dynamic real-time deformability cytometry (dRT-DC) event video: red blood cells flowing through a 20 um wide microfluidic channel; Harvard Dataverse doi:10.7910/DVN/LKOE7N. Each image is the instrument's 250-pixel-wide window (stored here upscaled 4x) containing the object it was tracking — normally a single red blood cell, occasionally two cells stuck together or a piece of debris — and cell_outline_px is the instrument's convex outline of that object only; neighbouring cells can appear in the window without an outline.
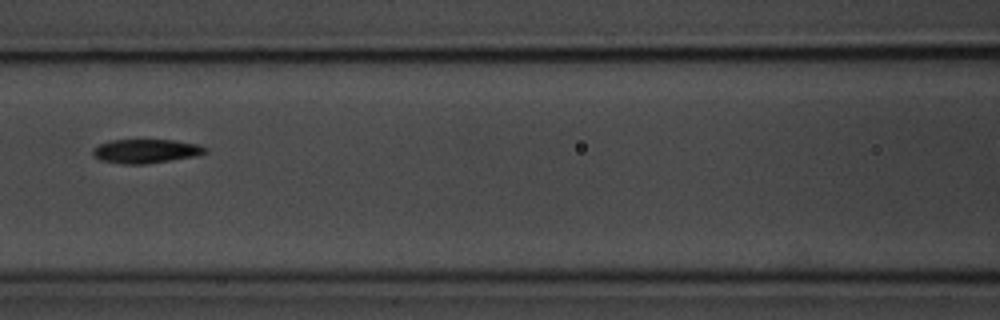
{"species": "common noctule bat (a hibernating species)", "species_latin": "Nyctalus noctula", "temperature_condition": "room temperature", "stored_images_in_passage": 8, "camera_frame_rate_fps": 3000, "um_per_image_px": 0.085, "animal": {"sex": "male", "body_mass_g": 20.1, "forearm_length_mm": 53.5}, "frame": {"image": 1, "passage_image": 5, "time_ms": 4.667, "image_size_px": [1000, 320], "cell_outline_px": [[208, 152], [196, 156], [144, 164], [124, 164], [100, 160], [92, 156], [92, 148], [100, 144], [112, 140], [176, 140], [196, 144], [208, 148]], "centroid_in_image_um": [12.39, 12.84], "position_along_channel_um": 154.2, "area_um2": 15.72}}
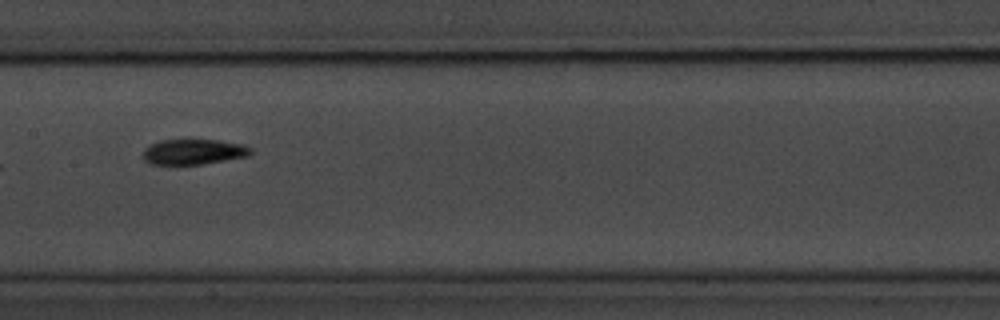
{"frame": {"image": 2, "passage_image": 6, "time_ms": 5.667, "image_size_px": [1000, 320], "cell_outline_px": [[252, 152], [248, 156], [204, 164], [152, 164], [144, 160], [144, 148], [148, 144], [160, 140], [216, 140], [244, 144], [252, 148]], "centroid_in_image_um": [16.46, 12.9], "position_along_channel_um": 190.9, "area_um2": 15.95}}